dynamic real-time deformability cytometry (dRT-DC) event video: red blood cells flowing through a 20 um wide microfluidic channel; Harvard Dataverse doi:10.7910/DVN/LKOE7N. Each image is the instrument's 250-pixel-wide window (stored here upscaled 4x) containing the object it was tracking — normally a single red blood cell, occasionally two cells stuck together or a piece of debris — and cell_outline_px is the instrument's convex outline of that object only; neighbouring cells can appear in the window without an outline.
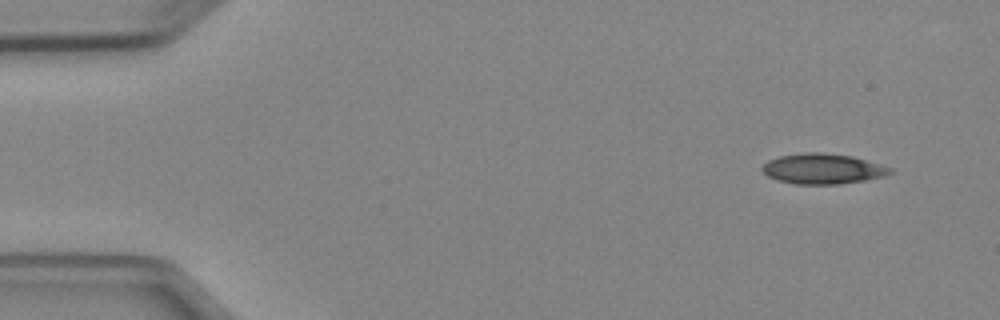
{"species": "Egyptian fruit bat (a non-hibernating species)", "species_latin": "Rousettus aegyptiacus", "temperature_condition": "cold", "stored_images_in_passage": 4, "camera_frame_rate_fps": 3000, "um_per_image_px": 0.085, "animal": {"sex": "female"}, "frame": {"image": 1, "passage_image": 1, "time_ms": 0.0, "image_size_px": [1000, 320], "cell_outline_px": [[892, 172], [884, 176], [864, 180], [840, 184], [796, 184], [776, 180], [768, 176], [760, 168], [768, 160], [780, 156], [804, 152], [820, 152], [852, 156], [892, 168]], "centroid_in_image_um": [69.9, 14.35], "position_along_channel_um": 15.1, "area_um2": 22.48}}
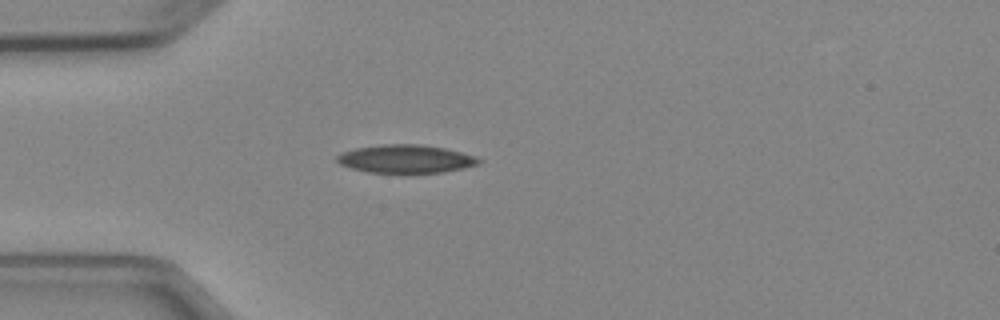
{"frame": {"image": 2, "passage_image": 4, "time_ms": 3.333, "image_size_px": [1000, 320], "cell_outline_px": [[484, 160], [480, 164], [464, 168], [444, 172], [368, 172], [352, 168], [340, 164], [336, 160], [336, 156], [340, 152], [356, 148], [384, 144], [420, 144], [444, 148], [476, 156]], "centroid_in_image_um": [34.51, 13.5], "position_along_channel_um": 50.5, "area_um2": 23.24}}